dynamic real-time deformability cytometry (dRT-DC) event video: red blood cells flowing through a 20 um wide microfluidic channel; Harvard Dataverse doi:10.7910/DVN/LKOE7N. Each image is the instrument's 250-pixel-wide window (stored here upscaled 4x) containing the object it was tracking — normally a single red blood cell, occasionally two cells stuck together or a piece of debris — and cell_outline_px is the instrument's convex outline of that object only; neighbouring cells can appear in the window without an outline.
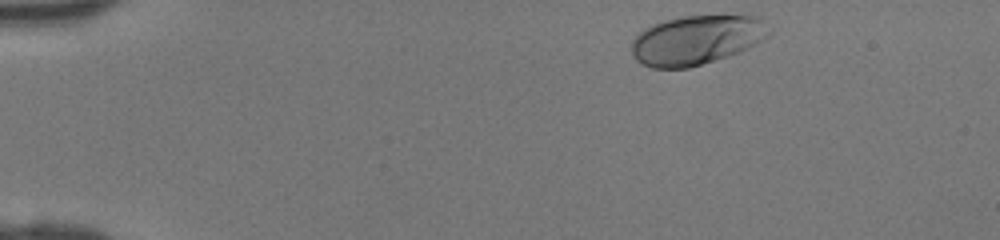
{"species": "human", "species_latin": "Homo sapiens", "temperature_condition": "room temperature", "stored_images_in_passage": 35, "camera_frame_rate_fps": 3000, "um_per_image_px": 0.085, "donor": {"sex": "female"}, "frame": {"image": 1, "passage_image": 1, "time_ms": 0.0, "image_size_px": [1000, 240], "cell_outline_px": [[772, 32], [748, 48], [728, 56], [688, 68], [652, 68], [636, 60], [632, 56], [632, 40], [644, 28], [664, 20], [684, 16], [756, 16]], "centroid_in_image_um": [59.15, 3.41], "position_along_channel_um": 25.9, "area_um2": 39.02}}
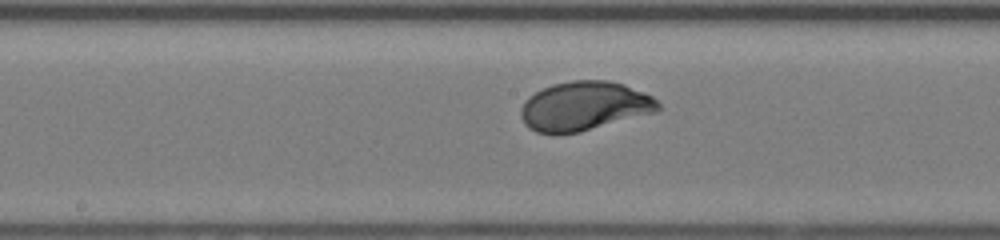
{"frame": {"image": 2, "passage_image": 19, "time_ms": 6.0, "image_size_px": [1000, 240], "cell_outline_px": [[660, 108], [656, 112], [580, 132], [536, 132], [528, 128], [524, 124], [520, 116], [520, 108], [524, 100], [528, 96], [552, 84], [572, 80], [608, 80], [624, 84], [644, 92], [652, 96], [660, 104]], "centroid_in_image_um": [49.66, 9.0], "position_along_channel_um": 198.5, "area_um2": 39.25}}
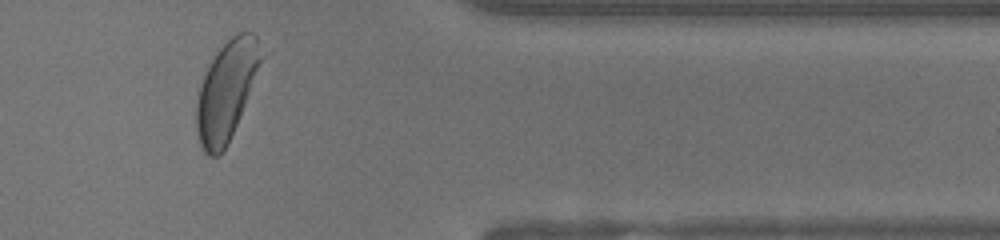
{"frame": {"image": 3, "passage_image": 33, "time_ms": 10.667, "image_size_px": [1000, 240], "cell_outline_px": [[272, 52], [228, 144], [216, 156], [208, 156], [204, 152], [200, 144], [196, 132], [196, 104], [200, 84], [216, 52], [232, 36], [240, 32], [252, 32], [272, 48]], "centroid_in_image_um": [19.44, 7.59], "position_along_channel_um": 392.0, "area_um2": 39.71}}